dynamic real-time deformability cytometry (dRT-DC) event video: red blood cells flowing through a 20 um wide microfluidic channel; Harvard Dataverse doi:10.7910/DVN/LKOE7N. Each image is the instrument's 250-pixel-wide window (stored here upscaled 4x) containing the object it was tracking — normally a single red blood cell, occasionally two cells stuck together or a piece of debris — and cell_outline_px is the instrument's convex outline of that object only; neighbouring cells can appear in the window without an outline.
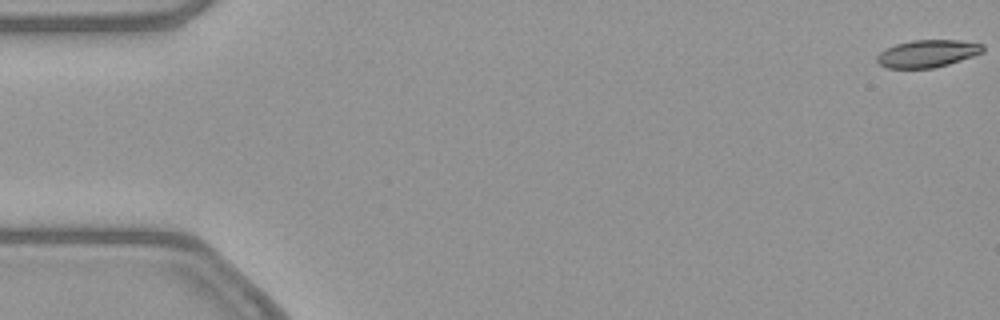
{"species": "common noctule bat (a hibernating species)", "species_latin": "Nyctalus noctula", "temperature_condition": "warm", "stored_images_in_passage": 54, "camera_frame_rate_fps": 3000, "um_per_image_px": 0.085, "animal": {"sex": "female", "body_mass_g": 21.9}, "frame": {"image": 1, "passage_image": 1, "time_ms": 0.0, "image_size_px": [1000, 320], "cell_outline_px": [[984, 52], [948, 64], [932, 68], [884, 68], [876, 60], [876, 56], [880, 52], [896, 44], [912, 40], [960, 40], [984, 44]], "centroid_in_image_um": [78.84, 4.55], "position_along_channel_um": 6.2, "area_um2": 16.88}}
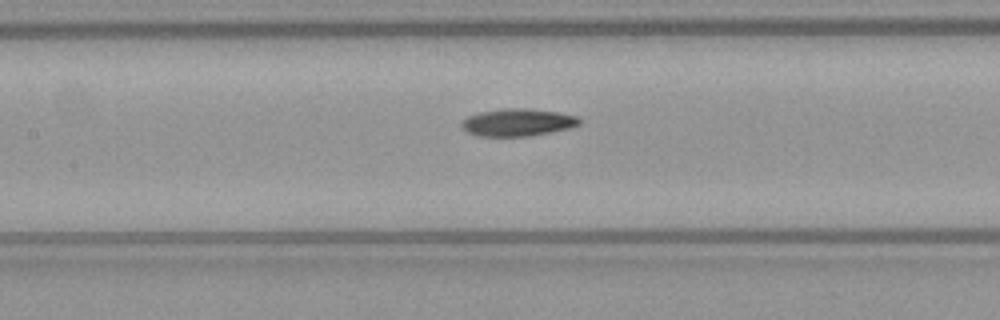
{"frame": {"image": 2, "passage_image": 25, "time_ms": 8.0, "image_size_px": [1000, 320], "cell_outline_px": [[580, 124], [572, 128], [532, 136], [476, 136], [460, 128], [460, 120], [468, 116], [480, 112], [500, 108], [528, 108], [560, 112], [576, 116], [580, 120]], "centroid_in_image_um": [43.98, 10.4], "position_along_channel_um": 163.4, "area_um2": 19.25}}
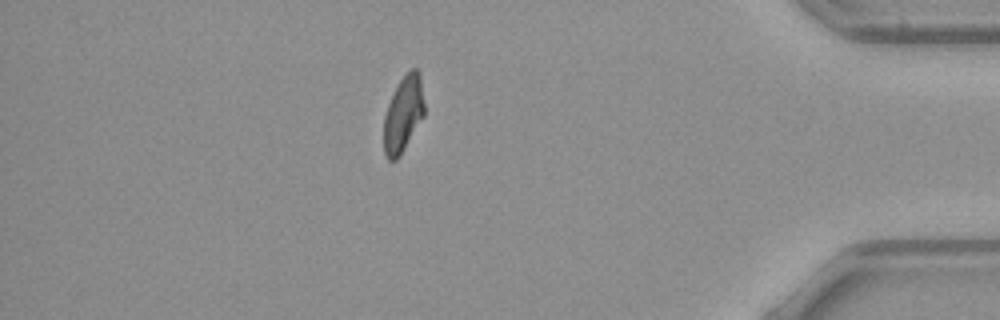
{"frame": {"image": 3, "passage_image": 47, "time_ms": 15.333, "image_size_px": [1000, 320], "cell_outline_px": [[424, 116], [400, 156], [396, 160], [388, 160], [384, 152], [384, 116], [388, 104], [396, 84], [412, 68], [416, 68], [420, 72], [424, 104]], "centroid_in_image_um": [34.28, 9.69], "position_along_channel_um": 400.9, "area_um2": 17.98}, "authors_computed_cell_mechanics": {"area_um2": 18.4671, "velocity_mm_per_s": 3.8462, "shape_relaxation_time_tau1_ms": 9.2614, "shape_relaxation_time_tau2_ms": 5.2441, "deformation_change_tau1": 0.2135, "deformation_change_tau2": 0.1193}}